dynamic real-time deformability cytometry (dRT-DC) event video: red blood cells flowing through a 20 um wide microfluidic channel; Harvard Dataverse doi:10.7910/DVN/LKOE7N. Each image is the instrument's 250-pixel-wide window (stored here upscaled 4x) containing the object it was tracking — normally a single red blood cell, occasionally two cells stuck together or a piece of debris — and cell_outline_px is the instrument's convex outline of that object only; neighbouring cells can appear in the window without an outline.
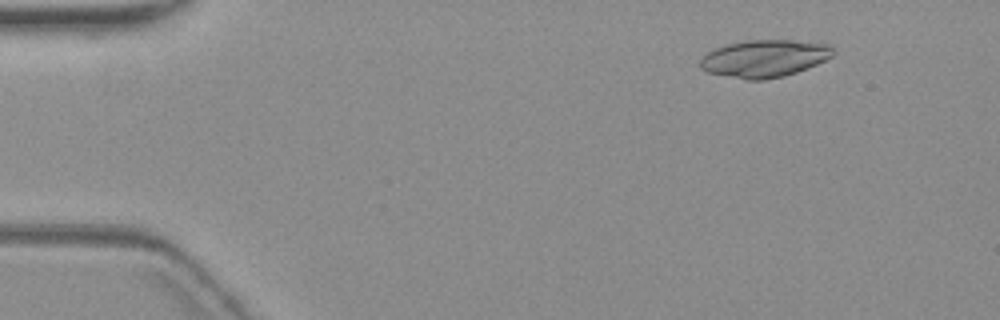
{"species": "common noctule bat (a hibernating species)", "species_latin": "Nyctalus noctula", "temperature_condition": "warm", "stored_images_in_passage": 5, "camera_frame_rate_fps": 3000, "um_per_image_px": 0.085, "animal": {"sex": "female", "body_mass_g": 19.3, "forearm_length_mm": 54.1}, "frame": {"image": 1, "passage_image": 2, "time_ms": 1.333, "image_size_px": [1000, 320], "cell_outline_px": [[836, 52], [832, 56], [808, 68], [784, 76], [764, 80], [748, 80], [708, 72], [700, 68], [700, 60], [712, 48], [724, 44], [748, 40], [792, 40], [832, 44]], "centroid_in_image_um": [64.99, 4.96], "position_along_channel_um": 20.0, "area_um2": 29.13}}